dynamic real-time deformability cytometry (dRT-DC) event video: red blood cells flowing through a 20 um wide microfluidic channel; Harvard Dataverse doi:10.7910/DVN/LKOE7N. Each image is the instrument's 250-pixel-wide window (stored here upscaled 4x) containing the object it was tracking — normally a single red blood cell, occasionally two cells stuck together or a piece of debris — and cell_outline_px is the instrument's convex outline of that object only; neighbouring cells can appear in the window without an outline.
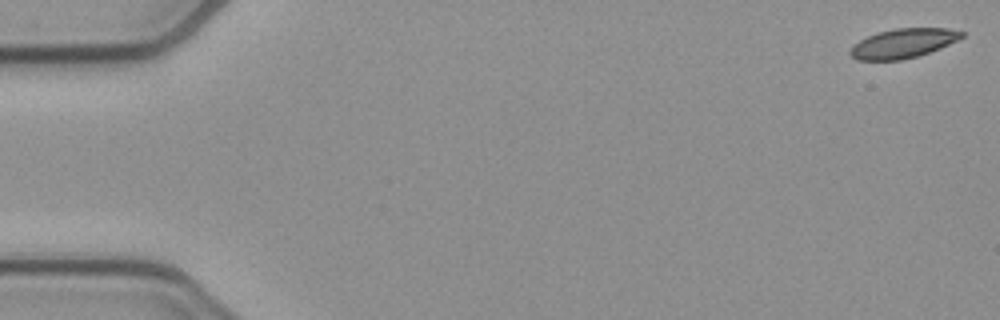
{"species": "common noctule bat (a hibernating species)", "species_latin": "Nyctalus noctula", "temperature_condition": "cold", "stored_images_in_passage": 53, "camera_frame_rate_fps": 3000, "um_per_image_px": 0.085, "animal": {"sex": "female", "body_mass_g": 21.9}, "frame": {"image": 1, "passage_image": 1, "time_ms": 0.0, "image_size_px": [1000, 320], "cell_outline_px": [[964, 36], [940, 48], [916, 56], [900, 60], [856, 60], [848, 52], [860, 40], [876, 32], [896, 28], [948, 28], [964, 32]], "centroid_in_image_um": [76.76, 3.67], "position_along_channel_um": 8.2, "area_um2": 18.84}}
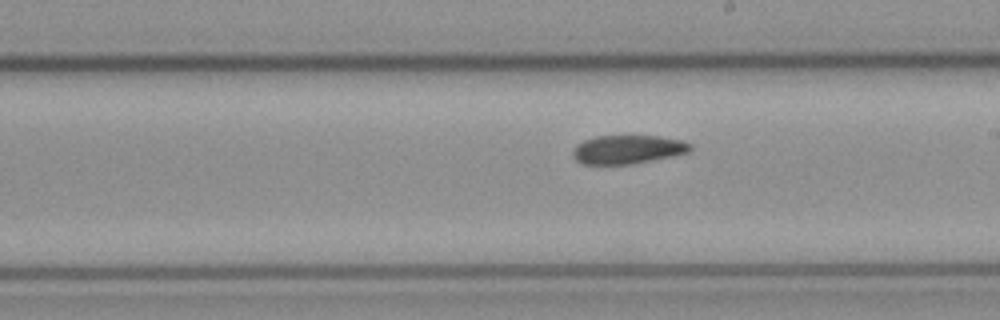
{"frame": {"image": 2, "passage_image": 30, "time_ms": 9.667, "image_size_px": [1000, 320], "cell_outline_px": [[692, 148], [688, 152], [672, 156], [632, 164], [584, 164], [576, 160], [572, 156], [572, 148], [576, 144], [584, 140], [596, 136], [660, 136], [684, 140], [692, 144]], "centroid_in_image_um": [53.35, 12.69], "position_along_channel_um": 235.7, "area_um2": 19.77}}
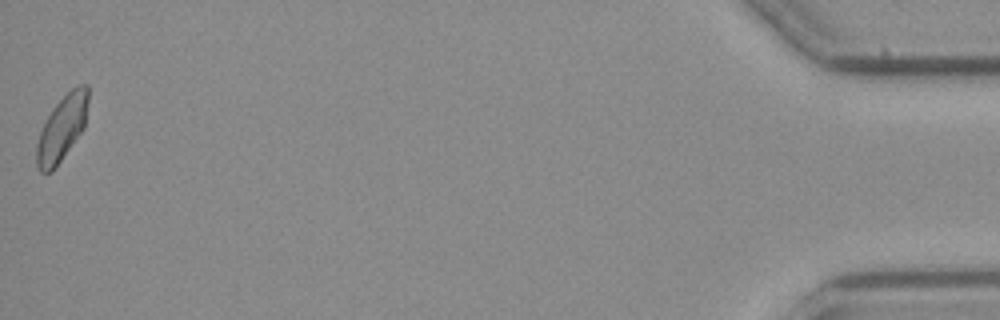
{"frame": {"image": 3, "passage_image": 53, "time_ms": 17.333, "image_size_px": [1000, 320], "cell_outline_px": [[88, 100], [84, 128], [52, 172], [40, 172], [36, 168], [36, 144], [40, 132], [52, 108], [76, 84], [88, 84]], "centroid_in_image_um": [5.26, 10.9], "position_along_channel_um": 429.9, "area_um2": 19.48}, "authors_computed_cell_mechanics": {"area_um2": 20.1722, "velocity_mm_per_s": 3.8581, "shape_relaxation_time_tau1_ms": 8.9179, "shape_relaxation_time_tau2_ms": 5.6862, "deformation_change_tau1": 0.1657, "deformation_change_tau2": 0.1046}}